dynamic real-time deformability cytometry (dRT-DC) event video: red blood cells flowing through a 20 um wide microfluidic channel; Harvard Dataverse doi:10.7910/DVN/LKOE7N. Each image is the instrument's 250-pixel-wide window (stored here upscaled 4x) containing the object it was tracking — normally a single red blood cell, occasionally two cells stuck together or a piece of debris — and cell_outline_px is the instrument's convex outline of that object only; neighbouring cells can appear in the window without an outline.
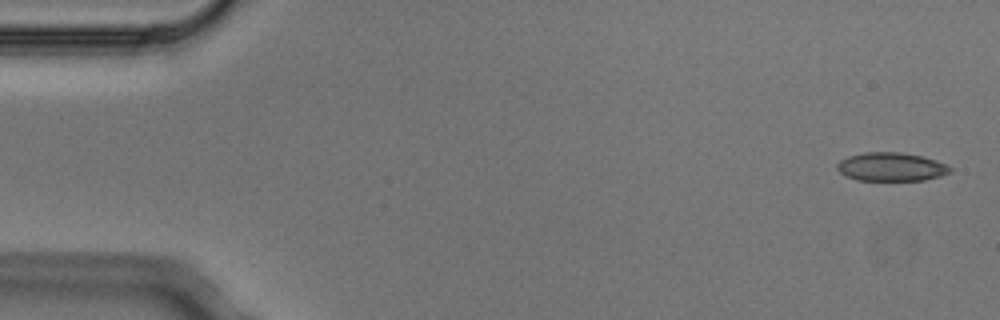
{"species": "Egyptian fruit bat (a non-hibernating species)", "species_latin": "Rousettus aegyptiacus", "temperature_condition": "cold", "stored_images_in_passage": 5, "camera_frame_rate_fps": 3000, "um_per_image_px": 0.085, "animal": {"sex": "male"}, "frame": {"image": 1, "passage_image": 1, "time_ms": 0.0, "image_size_px": [1000, 320], "cell_outline_px": [[952, 172], [940, 176], [924, 180], [856, 180], [844, 176], [836, 168], [836, 164], [840, 160], [848, 156], [864, 152], [900, 152], [924, 156], [936, 160], [952, 168]], "centroid_in_image_um": [75.73, 14.18], "position_along_channel_um": 9.3, "area_um2": 18.96}}
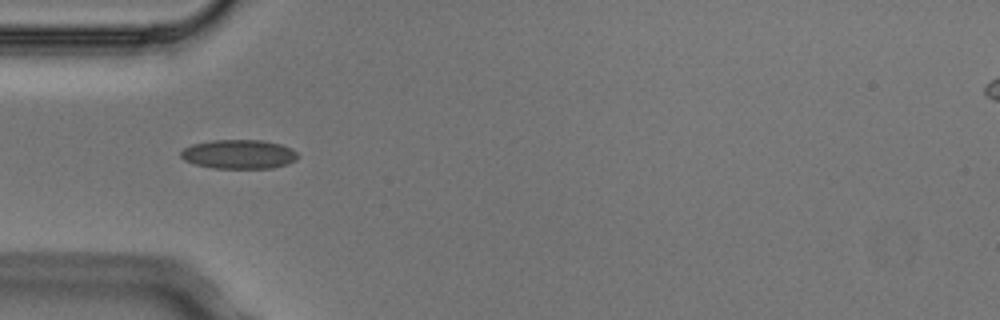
{"frame": {"image": 2, "passage_image": 5, "time_ms": 1.333, "image_size_px": [1000, 320], "cell_outline_px": [[300, 156], [296, 160], [272, 168], [212, 168], [196, 164], [184, 160], [180, 156], [180, 152], [184, 148], [192, 144], [212, 140], [264, 140], [280, 144], [292, 148]], "centroid_in_image_um": [20.3, 13.1], "position_along_channel_um": 64.7, "area_um2": 19.88}}